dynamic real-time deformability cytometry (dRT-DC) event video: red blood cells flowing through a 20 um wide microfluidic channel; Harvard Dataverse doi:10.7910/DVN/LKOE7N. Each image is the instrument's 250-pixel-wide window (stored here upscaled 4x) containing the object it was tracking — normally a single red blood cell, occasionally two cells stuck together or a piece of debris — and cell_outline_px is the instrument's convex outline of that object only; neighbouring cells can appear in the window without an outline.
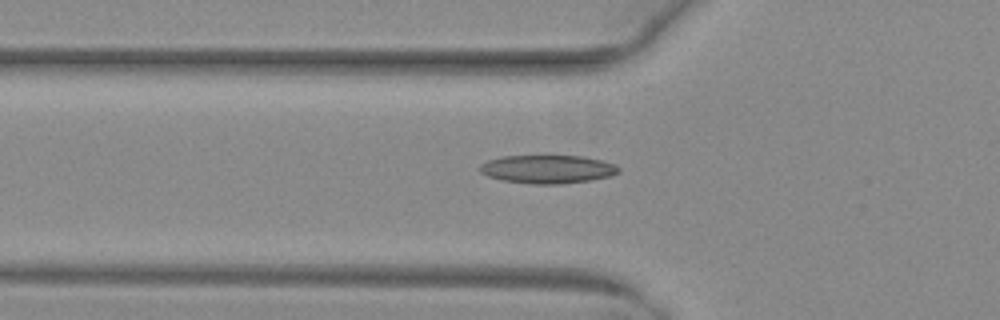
{"species": "common noctule bat (a hibernating species)", "species_latin": "Nyctalus noctula", "temperature_condition": "warm", "stored_images_in_passage": 32, "camera_frame_rate_fps": 3000, "um_per_image_px": 0.085, "animal": {"sex": "female", "body_mass_g": 29.2, "forearm_length_mm": 56.3}, "frame": {"image": 1, "passage_image": 4, "time_ms": 1.0, "image_size_px": [1000, 320], "cell_outline_px": [[620, 172], [612, 176], [592, 180], [560, 184], [532, 184], [504, 180], [488, 176], [480, 172], [480, 164], [488, 160], [500, 156], [584, 156], [616, 164], [620, 168]], "centroid_in_image_um": [46.58, 14.38], "position_along_channel_um": 79.2, "area_um2": 23.0}}
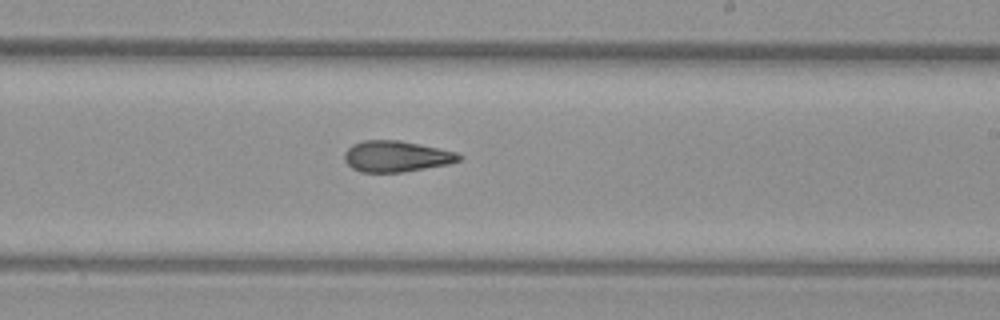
{"frame": {"image": 2, "passage_image": 17, "time_ms": 5.333, "image_size_px": [1000, 320], "cell_outline_px": [[460, 160], [448, 164], [404, 172], [360, 172], [352, 168], [344, 160], [344, 152], [352, 144], [364, 140], [400, 140], [420, 144], [456, 152], [460, 156]], "centroid_in_image_um": [33.64, 13.29], "position_along_channel_um": 255.4, "area_um2": 20.69}}
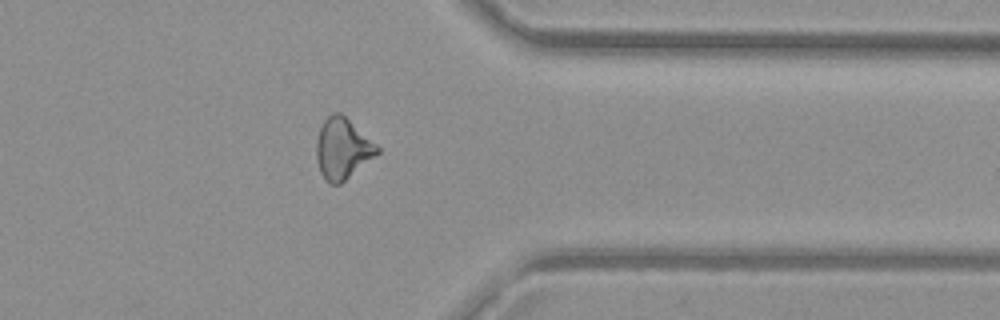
{"frame": {"image": 3, "passage_image": 27, "time_ms": 8.667, "image_size_px": [1000, 320], "cell_outline_px": [[380, 152], [376, 156], [340, 184], [328, 184], [324, 180], [320, 172], [316, 160], [316, 140], [320, 128], [324, 120], [332, 112], [340, 112], [376, 144], [380, 148]], "centroid_in_image_um": [29.09, 12.66], "position_along_channel_um": 382.3, "area_um2": 21.62}}